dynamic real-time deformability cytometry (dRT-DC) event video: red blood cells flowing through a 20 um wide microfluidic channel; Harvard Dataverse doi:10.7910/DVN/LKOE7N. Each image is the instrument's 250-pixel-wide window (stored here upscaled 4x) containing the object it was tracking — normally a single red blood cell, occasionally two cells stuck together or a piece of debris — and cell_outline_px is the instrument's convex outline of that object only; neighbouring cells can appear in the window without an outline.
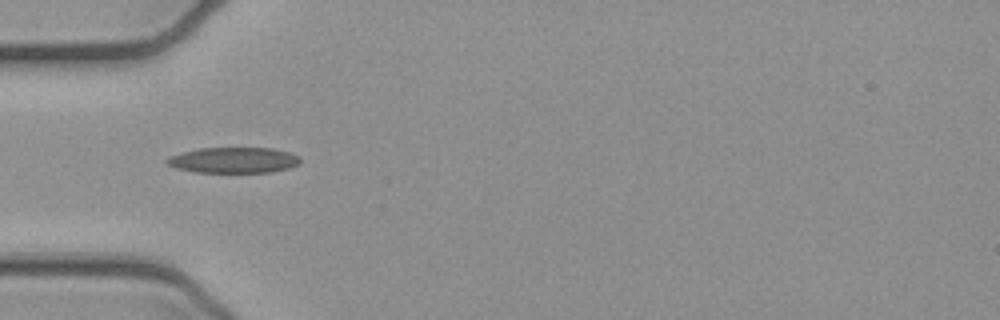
{"species": "common noctule bat (a hibernating species)", "species_latin": "Nyctalus noctula", "temperature_condition": "cold", "stored_images_in_passage": 3, "camera_frame_rate_fps": 3000, "um_per_image_px": 0.085, "animal": {"sex": "female", "body_mass_g": 21.9}, "frame": {"image": 1, "passage_image": 3, "time_ms": 0.667, "image_size_px": [1000, 320], "cell_outline_px": [[300, 164], [288, 168], [272, 172], [196, 172], [176, 168], [168, 164], [164, 160], [168, 156], [200, 148], [272, 148], [288, 152], [300, 156]], "centroid_in_image_um": [19.87, 13.61], "position_along_channel_um": 65.1, "area_um2": 19.94}}